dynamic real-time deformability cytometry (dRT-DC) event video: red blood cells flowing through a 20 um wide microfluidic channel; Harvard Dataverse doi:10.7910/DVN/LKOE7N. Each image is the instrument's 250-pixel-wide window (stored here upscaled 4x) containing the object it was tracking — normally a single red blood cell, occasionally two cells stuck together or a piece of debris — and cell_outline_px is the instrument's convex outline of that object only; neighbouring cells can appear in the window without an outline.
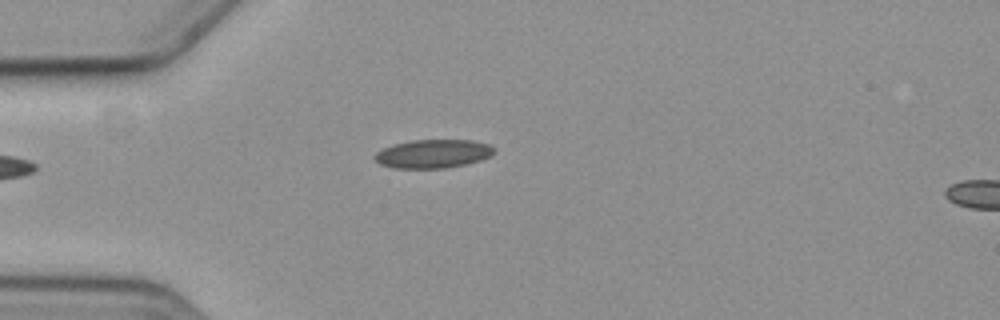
{"species": "common noctule bat (a hibernating species)", "species_latin": "Nyctalus noctula", "temperature_condition": "cold", "stored_images_in_passage": 5, "camera_frame_rate_fps": 3000, "um_per_image_px": 0.085, "animal": {"sex": "female", "body_mass_g": 19.3, "forearm_length_mm": 54.1}, "frame": {"image": 1, "passage_image": 5, "time_ms": 5.0, "image_size_px": [1000, 320], "cell_outline_px": [[496, 152], [480, 160], [464, 164], [444, 168], [392, 168], [380, 164], [372, 156], [376, 152], [384, 148], [396, 144], [412, 140], [472, 140], [488, 144], [496, 148]], "centroid_in_image_um": [36.81, 13.07], "position_along_channel_um": 48.2, "area_um2": 19.77}}